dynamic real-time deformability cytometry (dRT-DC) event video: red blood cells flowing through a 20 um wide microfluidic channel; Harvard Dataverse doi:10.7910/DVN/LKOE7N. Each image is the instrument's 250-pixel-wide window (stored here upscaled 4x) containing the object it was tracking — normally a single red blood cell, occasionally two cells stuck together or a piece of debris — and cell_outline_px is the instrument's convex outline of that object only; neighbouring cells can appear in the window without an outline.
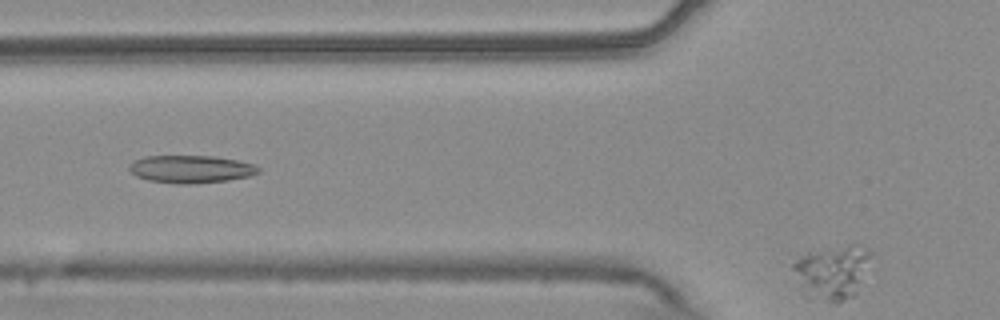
{"species": "common noctule bat (a hibernating species)", "species_latin": "Nyctalus noctula", "temperature_condition": "warm", "stored_images_in_passage": 20, "camera_frame_rate_fps": 3000, "um_per_image_px": 0.085, "animal": {"sex": "male", "body_mass_g": 20.4}, "frame": {"image": 1, "passage_image": 20, "time_ms": 6.333, "image_size_px": [1000, 320], "cell_outline_px": [[876, 272], [856, 296], [840, 300], [828, 300], [808, 288], [792, 268], [792, 264], [800, 256], [808, 252], [848, 244], [852, 244], [864, 248], [872, 256], [876, 268]], "centroid_in_image_um": [71.06, 23.03], "position_along_channel_um": 54.7, "area_um2": 24.22}}